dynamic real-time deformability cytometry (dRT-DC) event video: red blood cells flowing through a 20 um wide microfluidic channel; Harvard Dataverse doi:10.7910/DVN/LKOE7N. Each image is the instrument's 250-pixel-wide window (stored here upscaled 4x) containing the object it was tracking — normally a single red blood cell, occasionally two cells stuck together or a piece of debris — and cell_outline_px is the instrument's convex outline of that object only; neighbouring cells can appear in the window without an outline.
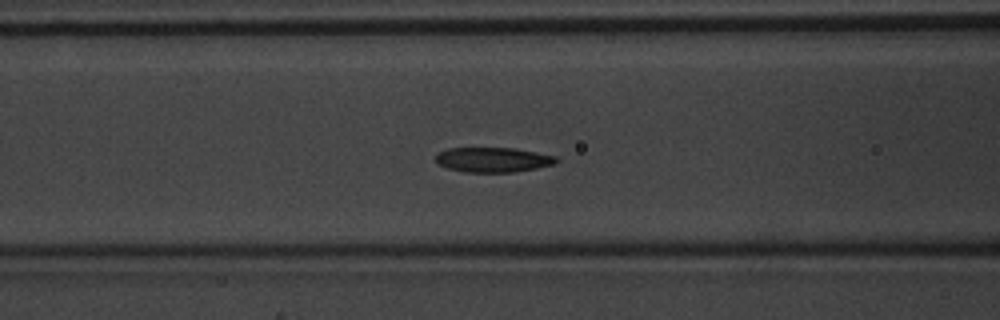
{"species": "common noctule bat (a hibernating species)", "species_latin": "Nyctalus noctula", "temperature_condition": "warm", "stored_images_in_passage": 32, "camera_frame_rate_fps": 3000, "um_per_image_px": 0.085, "animal": {"sex": "male", "body_mass_g": 20.1, "forearm_length_mm": 53.5}, "frame": {"image": 1, "passage_image": 6, "time_ms": 1.667, "image_size_px": [1000, 320], "cell_outline_px": [[560, 160], [556, 164], [536, 168], [512, 172], [464, 172], [448, 168], [436, 164], [436, 156], [440, 152], [448, 148], [516, 148], [556, 156]], "centroid_in_image_um": [41.93, 13.58], "position_along_channel_um": 124.7, "area_um2": 17.51}}
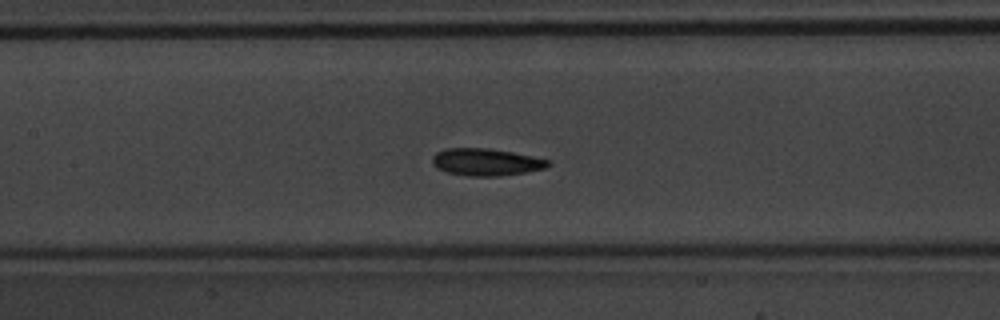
{"frame": {"image": 2, "passage_image": 9, "time_ms": 2.667, "image_size_px": [1000, 320], "cell_outline_px": [[552, 164], [544, 168], [524, 172], [500, 176], [468, 176], [448, 172], [436, 168], [432, 164], [432, 156], [436, 152], [444, 148], [488, 148], [512, 152], [552, 160]], "centroid_in_image_um": [41.3, 13.77], "position_along_channel_um": 166.1, "area_um2": 18.44}}
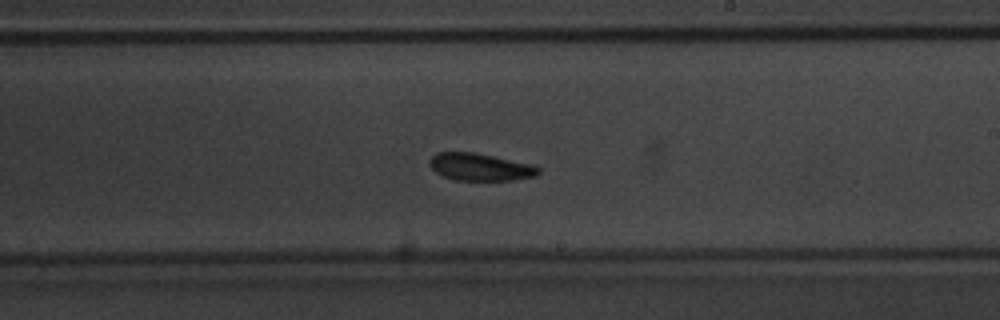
{"frame": {"image": 3, "passage_image": 15, "time_ms": 4.667, "image_size_px": [1000, 320], "cell_outline_px": [[540, 172], [536, 176], [512, 180], [456, 180], [444, 176], [436, 172], [432, 168], [428, 160], [436, 152], [472, 152], [536, 164], [540, 168]], "centroid_in_image_um": [40.86, 14.19], "position_along_channel_um": 248.1, "area_um2": 17.46}, "authors_computed_cell_mechanics": {"area_um2": 17.3978, "velocity_mm_per_s": 4.1255, "shape_relaxation_time_tau1_ms": 3.1232, "shape_relaxation_time_tau2_ms": 5.5769, "deformation_change_tau1": 0.1042, "deformation_change_tau2": 0.1417}}